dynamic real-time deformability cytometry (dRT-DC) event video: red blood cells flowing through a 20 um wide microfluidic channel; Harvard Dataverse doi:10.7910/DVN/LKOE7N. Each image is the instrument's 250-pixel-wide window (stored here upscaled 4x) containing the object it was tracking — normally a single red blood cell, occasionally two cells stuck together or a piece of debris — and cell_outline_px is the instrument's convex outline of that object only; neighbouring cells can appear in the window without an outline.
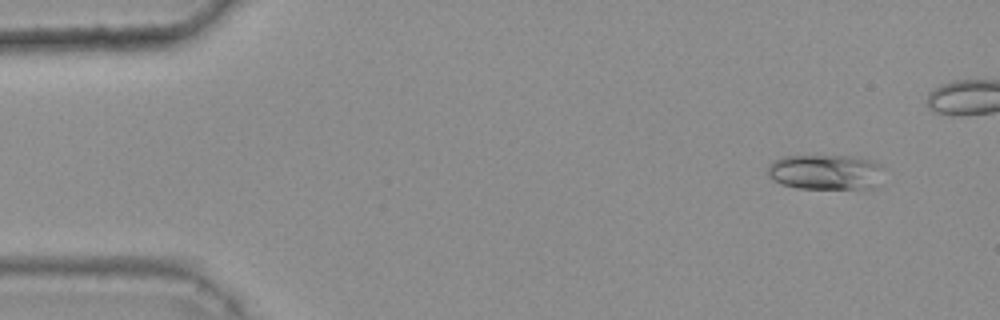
{"species": "common noctule bat (a hibernating species)", "species_latin": "Nyctalus noctula", "temperature_condition": "warm", "stored_images_in_passage": 16, "camera_frame_rate_fps": 3000, "um_per_image_px": 0.085, "animal": {"sex": "female", "body_mass_g": 25.1}, "frame": {"image": 1, "passage_image": 5, "time_ms": 1.333, "image_size_px": [1000, 320], "cell_outline_px": [[884, 168], [876, 188], [796, 188], [780, 184], [768, 176], [768, 164], [772, 160], [780, 156], [852, 156], [872, 160], [880, 164]], "centroid_in_image_um": [70.16, 14.62], "position_along_channel_um": 14.8, "area_um2": 24.1}}